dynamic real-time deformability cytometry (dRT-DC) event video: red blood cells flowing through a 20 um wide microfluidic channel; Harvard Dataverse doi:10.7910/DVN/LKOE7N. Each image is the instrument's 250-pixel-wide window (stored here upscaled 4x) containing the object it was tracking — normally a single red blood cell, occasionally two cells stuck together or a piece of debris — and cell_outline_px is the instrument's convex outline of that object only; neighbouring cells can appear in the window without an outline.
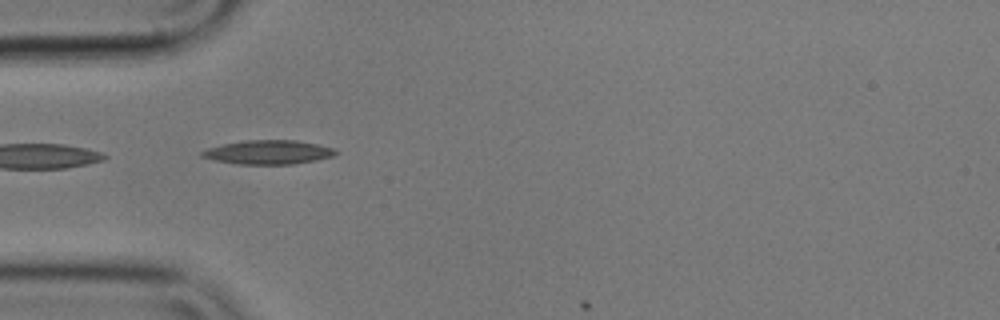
{"species": "common noctule bat (a hibernating species)", "species_latin": "Nyctalus noctula", "temperature_condition": "cold", "stored_images_in_passage": 4, "camera_frame_rate_fps": 3000, "um_per_image_px": 0.085, "animal": {"sex": "male", "body_mass_g": 17.9}, "frame": {"image": 1, "passage_image": 1, "time_ms": 0.0, "image_size_px": [1000, 320], "cell_outline_px": [[340, 152], [332, 156], [316, 160], [292, 164], [236, 164], [216, 160], [200, 156], [200, 152], [208, 148], [224, 144], [244, 140], [296, 140], [316, 144], [332, 148]], "centroid_in_image_um": [22.8, 12.94], "position_along_channel_um": 62.2, "area_um2": 18.55}}